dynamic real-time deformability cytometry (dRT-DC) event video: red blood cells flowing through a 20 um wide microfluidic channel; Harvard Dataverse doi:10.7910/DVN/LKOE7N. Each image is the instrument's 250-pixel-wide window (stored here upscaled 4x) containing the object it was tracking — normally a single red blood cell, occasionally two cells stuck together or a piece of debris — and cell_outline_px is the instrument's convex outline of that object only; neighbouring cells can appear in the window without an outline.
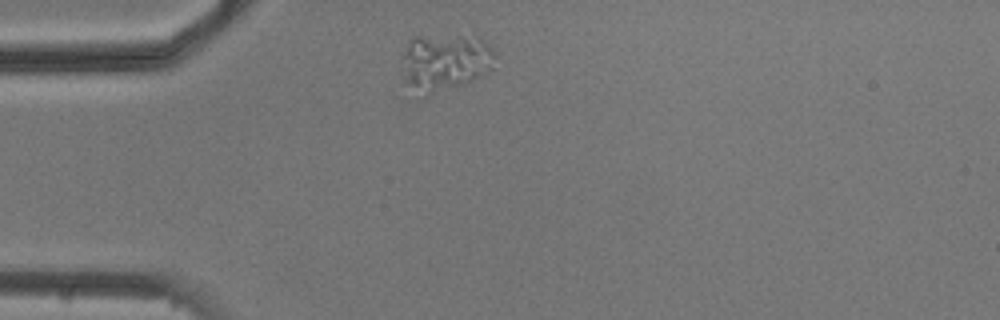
{"species": "common noctule bat (a hibernating species)", "species_latin": "Nyctalus noctula", "temperature_condition": "cold", "stored_images_in_passage": 4, "camera_frame_rate_fps": 3000, "um_per_image_px": 0.085, "animal": {"sex": "male", "body_mass_g": 20.5, "forearm_length_mm": 52.5}, "frame": {"image": 1, "passage_image": 1, "time_ms": 0.0, "image_size_px": [1000, 320], "cell_outline_px": [[496, 56], [492, 72], [472, 80], [428, 96], [412, 84], [408, 80], [404, 56], [404, 52], [408, 40], [416, 36], [460, 36], [484, 40], [492, 48]], "centroid_in_image_um": [37.94, 5.24], "position_along_channel_um": 47.1, "area_um2": 29.94}}
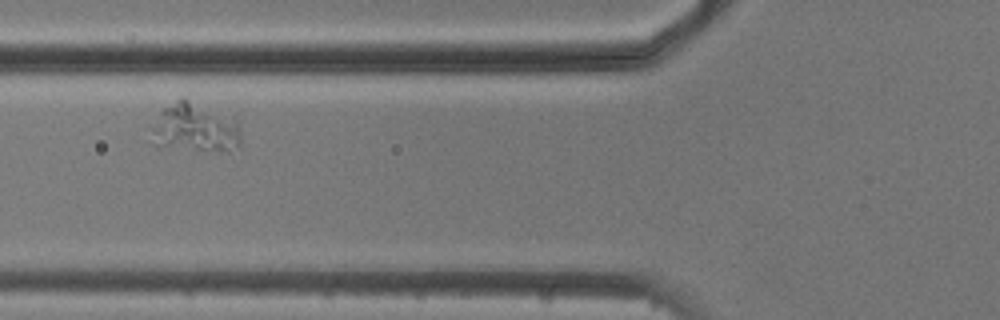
{"frame": {"image": 2, "passage_image": 3, "time_ms": 2.333, "image_size_px": [1000, 320], "cell_outline_px": [[240, 148], [228, 152], [156, 144], [144, 140], [148, 128], [160, 108], [176, 100], [188, 100], [236, 112], [240, 124]], "centroid_in_image_um": [16.6, 10.8], "position_along_channel_um": 109.2, "area_um2": 27.34}}